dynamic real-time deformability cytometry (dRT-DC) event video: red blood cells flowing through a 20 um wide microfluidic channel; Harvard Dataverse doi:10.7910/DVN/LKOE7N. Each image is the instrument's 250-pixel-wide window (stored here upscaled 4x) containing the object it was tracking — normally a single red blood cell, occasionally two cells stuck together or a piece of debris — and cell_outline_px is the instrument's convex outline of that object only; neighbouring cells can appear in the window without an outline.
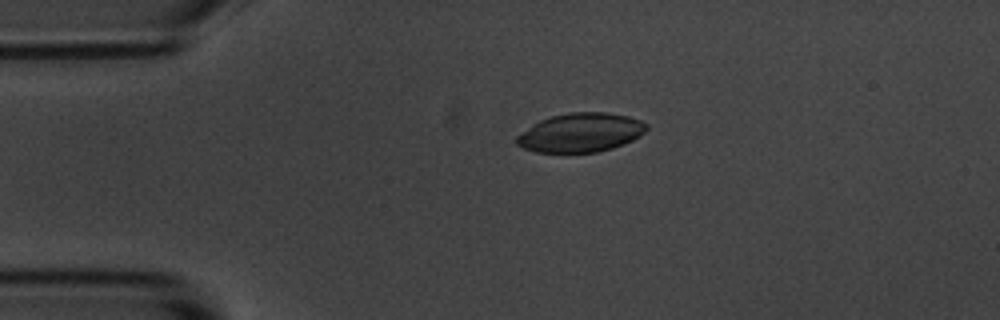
{"species": "common noctule bat (a hibernating species)", "species_latin": "Nyctalus noctula", "temperature_condition": "room temperature", "stored_images_in_passage": 3, "camera_frame_rate_fps": 3000, "um_per_image_px": 0.085, "animal": {"sex": "male", "body_mass_g": 20.1, "forearm_length_mm": 53.5}, "frame": {"image": 1, "passage_image": 2, "time_ms": 1.0, "image_size_px": [1000, 320], "cell_outline_px": [[648, 128], [644, 132], [632, 140], [624, 144], [612, 148], [596, 152], [536, 152], [524, 148], [516, 144], [516, 136], [532, 124], [540, 120], [552, 116], [568, 112], [608, 112], [628, 116], [640, 120], [648, 124]], "centroid_in_image_um": [49.35, 11.26], "position_along_channel_um": 35.6, "area_um2": 29.48}}